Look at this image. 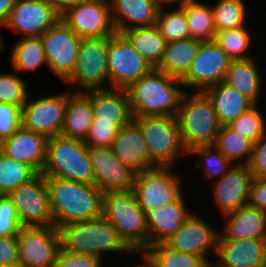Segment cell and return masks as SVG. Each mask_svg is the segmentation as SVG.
Returning a JSON list of instances; mask_svg holds the SVG:
<instances>
[{"mask_svg": "<svg viewBox=\"0 0 266 267\" xmlns=\"http://www.w3.org/2000/svg\"><path fill=\"white\" fill-rule=\"evenodd\" d=\"M181 81L157 68L125 90L132 118L154 116H176L186 90Z\"/></svg>", "mask_w": 266, "mask_h": 267, "instance_id": "obj_1", "label": "cell"}, {"mask_svg": "<svg viewBox=\"0 0 266 267\" xmlns=\"http://www.w3.org/2000/svg\"><path fill=\"white\" fill-rule=\"evenodd\" d=\"M55 227L103 215V195L94 184L45 177Z\"/></svg>", "mask_w": 266, "mask_h": 267, "instance_id": "obj_2", "label": "cell"}, {"mask_svg": "<svg viewBox=\"0 0 266 267\" xmlns=\"http://www.w3.org/2000/svg\"><path fill=\"white\" fill-rule=\"evenodd\" d=\"M57 229L60 248L73 253L91 254L102 259L104 252H132L103 215L94 219L61 224Z\"/></svg>", "mask_w": 266, "mask_h": 267, "instance_id": "obj_3", "label": "cell"}, {"mask_svg": "<svg viewBox=\"0 0 266 267\" xmlns=\"http://www.w3.org/2000/svg\"><path fill=\"white\" fill-rule=\"evenodd\" d=\"M189 94L184 93L176 114L182 144L187 151L201 145H214L222 127L208 96L201 91Z\"/></svg>", "mask_w": 266, "mask_h": 267, "instance_id": "obj_4", "label": "cell"}, {"mask_svg": "<svg viewBox=\"0 0 266 267\" xmlns=\"http://www.w3.org/2000/svg\"><path fill=\"white\" fill-rule=\"evenodd\" d=\"M103 216L133 252L144 251L148 247L145 212L138 206L132 191L105 192Z\"/></svg>", "mask_w": 266, "mask_h": 267, "instance_id": "obj_5", "label": "cell"}, {"mask_svg": "<svg viewBox=\"0 0 266 267\" xmlns=\"http://www.w3.org/2000/svg\"><path fill=\"white\" fill-rule=\"evenodd\" d=\"M44 177L94 184V175L84 140L56 135L47 142Z\"/></svg>", "mask_w": 266, "mask_h": 267, "instance_id": "obj_6", "label": "cell"}, {"mask_svg": "<svg viewBox=\"0 0 266 267\" xmlns=\"http://www.w3.org/2000/svg\"><path fill=\"white\" fill-rule=\"evenodd\" d=\"M146 142L150 161L157 167H174L180 155H186L176 116L137 117Z\"/></svg>", "mask_w": 266, "mask_h": 267, "instance_id": "obj_7", "label": "cell"}, {"mask_svg": "<svg viewBox=\"0 0 266 267\" xmlns=\"http://www.w3.org/2000/svg\"><path fill=\"white\" fill-rule=\"evenodd\" d=\"M109 38L82 39L73 74L66 81L78 85L79 91L76 92L110 88L105 84L109 83L107 65Z\"/></svg>", "mask_w": 266, "mask_h": 267, "instance_id": "obj_8", "label": "cell"}, {"mask_svg": "<svg viewBox=\"0 0 266 267\" xmlns=\"http://www.w3.org/2000/svg\"><path fill=\"white\" fill-rule=\"evenodd\" d=\"M171 170L172 167L156 166L136 173L132 192L145 213L175 201L183 193V180Z\"/></svg>", "mask_w": 266, "mask_h": 267, "instance_id": "obj_9", "label": "cell"}, {"mask_svg": "<svg viewBox=\"0 0 266 267\" xmlns=\"http://www.w3.org/2000/svg\"><path fill=\"white\" fill-rule=\"evenodd\" d=\"M107 65L109 86L117 89H126L153 69L128 39L116 32L108 39Z\"/></svg>", "mask_w": 266, "mask_h": 267, "instance_id": "obj_10", "label": "cell"}, {"mask_svg": "<svg viewBox=\"0 0 266 267\" xmlns=\"http://www.w3.org/2000/svg\"><path fill=\"white\" fill-rule=\"evenodd\" d=\"M47 66L65 83L73 74L82 38L60 18L41 36Z\"/></svg>", "mask_w": 266, "mask_h": 267, "instance_id": "obj_11", "label": "cell"}, {"mask_svg": "<svg viewBox=\"0 0 266 267\" xmlns=\"http://www.w3.org/2000/svg\"><path fill=\"white\" fill-rule=\"evenodd\" d=\"M231 62L214 40L201 42L187 74L180 81L185 88L203 92L225 80Z\"/></svg>", "mask_w": 266, "mask_h": 267, "instance_id": "obj_12", "label": "cell"}, {"mask_svg": "<svg viewBox=\"0 0 266 267\" xmlns=\"http://www.w3.org/2000/svg\"><path fill=\"white\" fill-rule=\"evenodd\" d=\"M22 226H55L45 177L40 173L8 194Z\"/></svg>", "mask_w": 266, "mask_h": 267, "instance_id": "obj_13", "label": "cell"}, {"mask_svg": "<svg viewBox=\"0 0 266 267\" xmlns=\"http://www.w3.org/2000/svg\"><path fill=\"white\" fill-rule=\"evenodd\" d=\"M17 237L21 267H53L60 249L55 226H22Z\"/></svg>", "mask_w": 266, "mask_h": 267, "instance_id": "obj_14", "label": "cell"}, {"mask_svg": "<svg viewBox=\"0 0 266 267\" xmlns=\"http://www.w3.org/2000/svg\"><path fill=\"white\" fill-rule=\"evenodd\" d=\"M60 18L80 38L111 37L114 27L110 4L100 0H85L68 8Z\"/></svg>", "mask_w": 266, "mask_h": 267, "instance_id": "obj_15", "label": "cell"}, {"mask_svg": "<svg viewBox=\"0 0 266 267\" xmlns=\"http://www.w3.org/2000/svg\"><path fill=\"white\" fill-rule=\"evenodd\" d=\"M67 104V92L32 100L22 106L21 126L47 138L60 135Z\"/></svg>", "mask_w": 266, "mask_h": 267, "instance_id": "obj_16", "label": "cell"}, {"mask_svg": "<svg viewBox=\"0 0 266 267\" xmlns=\"http://www.w3.org/2000/svg\"><path fill=\"white\" fill-rule=\"evenodd\" d=\"M87 154L94 175V185L102 192L132 191L136 172L124 165L111 148L89 147Z\"/></svg>", "mask_w": 266, "mask_h": 267, "instance_id": "obj_17", "label": "cell"}, {"mask_svg": "<svg viewBox=\"0 0 266 267\" xmlns=\"http://www.w3.org/2000/svg\"><path fill=\"white\" fill-rule=\"evenodd\" d=\"M59 19L60 14L50 3L16 0L3 27L20 33V37H40Z\"/></svg>", "mask_w": 266, "mask_h": 267, "instance_id": "obj_18", "label": "cell"}, {"mask_svg": "<svg viewBox=\"0 0 266 267\" xmlns=\"http://www.w3.org/2000/svg\"><path fill=\"white\" fill-rule=\"evenodd\" d=\"M214 230L203 218L192 213L165 243L172 249L201 256L207 262V253L216 254L217 251L220 232Z\"/></svg>", "mask_w": 266, "mask_h": 267, "instance_id": "obj_19", "label": "cell"}, {"mask_svg": "<svg viewBox=\"0 0 266 267\" xmlns=\"http://www.w3.org/2000/svg\"><path fill=\"white\" fill-rule=\"evenodd\" d=\"M253 176L247 165H233L215 181L213 197L221 215L236 211L247 204Z\"/></svg>", "mask_w": 266, "mask_h": 267, "instance_id": "obj_20", "label": "cell"}, {"mask_svg": "<svg viewBox=\"0 0 266 267\" xmlns=\"http://www.w3.org/2000/svg\"><path fill=\"white\" fill-rule=\"evenodd\" d=\"M46 136L19 127L10 137L0 142V152L21 163L30 165L38 174L46 161Z\"/></svg>", "mask_w": 266, "mask_h": 267, "instance_id": "obj_21", "label": "cell"}, {"mask_svg": "<svg viewBox=\"0 0 266 267\" xmlns=\"http://www.w3.org/2000/svg\"><path fill=\"white\" fill-rule=\"evenodd\" d=\"M182 193L175 201L145 213L148 246L165 243L193 213L186 208Z\"/></svg>", "mask_w": 266, "mask_h": 267, "instance_id": "obj_22", "label": "cell"}, {"mask_svg": "<svg viewBox=\"0 0 266 267\" xmlns=\"http://www.w3.org/2000/svg\"><path fill=\"white\" fill-rule=\"evenodd\" d=\"M216 256L221 267H265L266 239H218Z\"/></svg>", "mask_w": 266, "mask_h": 267, "instance_id": "obj_23", "label": "cell"}, {"mask_svg": "<svg viewBox=\"0 0 266 267\" xmlns=\"http://www.w3.org/2000/svg\"><path fill=\"white\" fill-rule=\"evenodd\" d=\"M111 149L124 165L136 173L156 167L150 161L143 133L133 120L118 130Z\"/></svg>", "mask_w": 266, "mask_h": 267, "instance_id": "obj_24", "label": "cell"}, {"mask_svg": "<svg viewBox=\"0 0 266 267\" xmlns=\"http://www.w3.org/2000/svg\"><path fill=\"white\" fill-rule=\"evenodd\" d=\"M159 9L156 0H113L110 11L114 30L122 33L131 28L155 24Z\"/></svg>", "mask_w": 266, "mask_h": 267, "instance_id": "obj_25", "label": "cell"}, {"mask_svg": "<svg viewBox=\"0 0 266 267\" xmlns=\"http://www.w3.org/2000/svg\"><path fill=\"white\" fill-rule=\"evenodd\" d=\"M93 122L129 124L133 118L125 89L91 90Z\"/></svg>", "mask_w": 266, "mask_h": 267, "instance_id": "obj_26", "label": "cell"}, {"mask_svg": "<svg viewBox=\"0 0 266 267\" xmlns=\"http://www.w3.org/2000/svg\"><path fill=\"white\" fill-rule=\"evenodd\" d=\"M227 221L218 239H266V212L248 204L223 215Z\"/></svg>", "mask_w": 266, "mask_h": 267, "instance_id": "obj_27", "label": "cell"}, {"mask_svg": "<svg viewBox=\"0 0 266 267\" xmlns=\"http://www.w3.org/2000/svg\"><path fill=\"white\" fill-rule=\"evenodd\" d=\"M91 90L87 92H67V104L61 136L85 140L93 122Z\"/></svg>", "mask_w": 266, "mask_h": 267, "instance_id": "obj_28", "label": "cell"}, {"mask_svg": "<svg viewBox=\"0 0 266 267\" xmlns=\"http://www.w3.org/2000/svg\"><path fill=\"white\" fill-rule=\"evenodd\" d=\"M203 92L211 100L222 126L230 124L254 105L236 88L230 86L225 81L210 86Z\"/></svg>", "mask_w": 266, "mask_h": 267, "instance_id": "obj_29", "label": "cell"}, {"mask_svg": "<svg viewBox=\"0 0 266 267\" xmlns=\"http://www.w3.org/2000/svg\"><path fill=\"white\" fill-rule=\"evenodd\" d=\"M200 43L201 41L193 38L167 42L164 56L157 69L181 80L197 55Z\"/></svg>", "mask_w": 266, "mask_h": 267, "instance_id": "obj_30", "label": "cell"}, {"mask_svg": "<svg viewBox=\"0 0 266 267\" xmlns=\"http://www.w3.org/2000/svg\"><path fill=\"white\" fill-rule=\"evenodd\" d=\"M253 58L232 60L224 81L236 88L253 104H258L262 78L257 69L259 67H257L256 60Z\"/></svg>", "mask_w": 266, "mask_h": 267, "instance_id": "obj_31", "label": "cell"}, {"mask_svg": "<svg viewBox=\"0 0 266 267\" xmlns=\"http://www.w3.org/2000/svg\"><path fill=\"white\" fill-rule=\"evenodd\" d=\"M122 34L153 68L159 66L167 41L160 33L156 23L131 28L123 31Z\"/></svg>", "mask_w": 266, "mask_h": 267, "instance_id": "obj_32", "label": "cell"}, {"mask_svg": "<svg viewBox=\"0 0 266 267\" xmlns=\"http://www.w3.org/2000/svg\"><path fill=\"white\" fill-rule=\"evenodd\" d=\"M10 63L15 73L35 71L46 64L41 37H21L11 49Z\"/></svg>", "mask_w": 266, "mask_h": 267, "instance_id": "obj_33", "label": "cell"}, {"mask_svg": "<svg viewBox=\"0 0 266 267\" xmlns=\"http://www.w3.org/2000/svg\"><path fill=\"white\" fill-rule=\"evenodd\" d=\"M180 7L185 11L191 38L201 42L214 40L216 30L211 6L187 0Z\"/></svg>", "mask_w": 266, "mask_h": 267, "instance_id": "obj_34", "label": "cell"}, {"mask_svg": "<svg viewBox=\"0 0 266 267\" xmlns=\"http://www.w3.org/2000/svg\"><path fill=\"white\" fill-rule=\"evenodd\" d=\"M214 145L232 163L246 165L250 160L254 143L228 125H224L219 130Z\"/></svg>", "mask_w": 266, "mask_h": 267, "instance_id": "obj_35", "label": "cell"}, {"mask_svg": "<svg viewBox=\"0 0 266 267\" xmlns=\"http://www.w3.org/2000/svg\"><path fill=\"white\" fill-rule=\"evenodd\" d=\"M144 251L153 267H204L206 264L201 256L172 249L166 243L150 245Z\"/></svg>", "mask_w": 266, "mask_h": 267, "instance_id": "obj_36", "label": "cell"}, {"mask_svg": "<svg viewBox=\"0 0 266 267\" xmlns=\"http://www.w3.org/2000/svg\"><path fill=\"white\" fill-rule=\"evenodd\" d=\"M37 175L38 173L30 165L9 158L0 152V195H8Z\"/></svg>", "mask_w": 266, "mask_h": 267, "instance_id": "obj_37", "label": "cell"}, {"mask_svg": "<svg viewBox=\"0 0 266 267\" xmlns=\"http://www.w3.org/2000/svg\"><path fill=\"white\" fill-rule=\"evenodd\" d=\"M211 6L216 32L243 27L246 24L247 9L243 0H218Z\"/></svg>", "mask_w": 266, "mask_h": 267, "instance_id": "obj_38", "label": "cell"}, {"mask_svg": "<svg viewBox=\"0 0 266 267\" xmlns=\"http://www.w3.org/2000/svg\"><path fill=\"white\" fill-rule=\"evenodd\" d=\"M251 40V35L245 26L218 31L214 38V41L231 60L252 58V56L247 53L250 48Z\"/></svg>", "mask_w": 266, "mask_h": 267, "instance_id": "obj_39", "label": "cell"}, {"mask_svg": "<svg viewBox=\"0 0 266 267\" xmlns=\"http://www.w3.org/2000/svg\"><path fill=\"white\" fill-rule=\"evenodd\" d=\"M166 11L160 7L156 25L167 42L178 41L190 37L185 11L180 7Z\"/></svg>", "mask_w": 266, "mask_h": 267, "instance_id": "obj_40", "label": "cell"}, {"mask_svg": "<svg viewBox=\"0 0 266 267\" xmlns=\"http://www.w3.org/2000/svg\"><path fill=\"white\" fill-rule=\"evenodd\" d=\"M196 155L202 157L204 160L202 163L198 162L194 168L199 169L204 166V178L207 179L215 178L216 180L221 178L225 173H227L233 166L232 162L227 159L216 147L215 145H201L190 149L187 155ZM204 158V159H203ZM220 176V177H218Z\"/></svg>", "mask_w": 266, "mask_h": 267, "instance_id": "obj_41", "label": "cell"}, {"mask_svg": "<svg viewBox=\"0 0 266 267\" xmlns=\"http://www.w3.org/2000/svg\"><path fill=\"white\" fill-rule=\"evenodd\" d=\"M257 107H259L258 104H254L237 119L228 124L231 129L253 143L266 133V120Z\"/></svg>", "mask_w": 266, "mask_h": 267, "instance_id": "obj_42", "label": "cell"}, {"mask_svg": "<svg viewBox=\"0 0 266 267\" xmlns=\"http://www.w3.org/2000/svg\"><path fill=\"white\" fill-rule=\"evenodd\" d=\"M27 84L13 73L0 74V102L22 108L29 97Z\"/></svg>", "mask_w": 266, "mask_h": 267, "instance_id": "obj_43", "label": "cell"}, {"mask_svg": "<svg viewBox=\"0 0 266 267\" xmlns=\"http://www.w3.org/2000/svg\"><path fill=\"white\" fill-rule=\"evenodd\" d=\"M127 124H104L92 122L84 143L89 147L111 148L118 130Z\"/></svg>", "mask_w": 266, "mask_h": 267, "instance_id": "obj_44", "label": "cell"}, {"mask_svg": "<svg viewBox=\"0 0 266 267\" xmlns=\"http://www.w3.org/2000/svg\"><path fill=\"white\" fill-rule=\"evenodd\" d=\"M21 227L15 205L8 195H0V236H17Z\"/></svg>", "mask_w": 266, "mask_h": 267, "instance_id": "obj_45", "label": "cell"}, {"mask_svg": "<svg viewBox=\"0 0 266 267\" xmlns=\"http://www.w3.org/2000/svg\"><path fill=\"white\" fill-rule=\"evenodd\" d=\"M22 108L0 102V142L21 127Z\"/></svg>", "mask_w": 266, "mask_h": 267, "instance_id": "obj_46", "label": "cell"}, {"mask_svg": "<svg viewBox=\"0 0 266 267\" xmlns=\"http://www.w3.org/2000/svg\"><path fill=\"white\" fill-rule=\"evenodd\" d=\"M101 260L91 254L73 253L60 248L53 267H102Z\"/></svg>", "mask_w": 266, "mask_h": 267, "instance_id": "obj_47", "label": "cell"}, {"mask_svg": "<svg viewBox=\"0 0 266 267\" xmlns=\"http://www.w3.org/2000/svg\"><path fill=\"white\" fill-rule=\"evenodd\" d=\"M246 165L253 178H266V133L254 143Z\"/></svg>", "mask_w": 266, "mask_h": 267, "instance_id": "obj_48", "label": "cell"}, {"mask_svg": "<svg viewBox=\"0 0 266 267\" xmlns=\"http://www.w3.org/2000/svg\"><path fill=\"white\" fill-rule=\"evenodd\" d=\"M19 261L18 237L0 236V266L14 265Z\"/></svg>", "mask_w": 266, "mask_h": 267, "instance_id": "obj_49", "label": "cell"}, {"mask_svg": "<svg viewBox=\"0 0 266 267\" xmlns=\"http://www.w3.org/2000/svg\"><path fill=\"white\" fill-rule=\"evenodd\" d=\"M248 205L266 212V178H253Z\"/></svg>", "mask_w": 266, "mask_h": 267, "instance_id": "obj_50", "label": "cell"}, {"mask_svg": "<svg viewBox=\"0 0 266 267\" xmlns=\"http://www.w3.org/2000/svg\"><path fill=\"white\" fill-rule=\"evenodd\" d=\"M85 0H49L53 8L62 15L68 8L77 5Z\"/></svg>", "mask_w": 266, "mask_h": 267, "instance_id": "obj_51", "label": "cell"}, {"mask_svg": "<svg viewBox=\"0 0 266 267\" xmlns=\"http://www.w3.org/2000/svg\"><path fill=\"white\" fill-rule=\"evenodd\" d=\"M16 0H0V25H4L9 18Z\"/></svg>", "mask_w": 266, "mask_h": 267, "instance_id": "obj_52", "label": "cell"}, {"mask_svg": "<svg viewBox=\"0 0 266 267\" xmlns=\"http://www.w3.org/2000/svg\"><path fill=\"white\" fill-rule=\"evenodd\" d=\"M137 252L138 253L141 252L140 255H142L141 257H143L142 259H144L145 261H144L143 264H139V265H137L135 267H153L152 261H151L150 257L147 255V253L145 251H137Z\"/></svg>", "mask_w": 266, "mask_h": 267, "instance_id": "obj_53", "label": "cell"}, {"mask_svg": "<svg viewBox=\"0 0 266 267\" xmlns=\"http://www.w3.org/2000/svg\"><path fill=\"white\" fill-rule=\"evenodd\" d=\"M187 0H156L157 4L160 7H165V5H169V4H176V2L178 3V6H182Z\"/></svg>", "mask_w": 266, "mask_h": 267, "instance_id": "obj_54", "label": "cell"}, {"mask_svg": "<svg viewBox=\"0 0 266 267\" xmlns=\"http://www.w3.org/2000/svg\"><path fill=\"white\" fill-rule=\"evenodd\" d=\"M204 267H221V266L218 263H215V264H214V262L211 263L209 260L206 262Z\"/></svg>", "mask_w": 266, "mask_h": 267, "instance_id": "obj_55", "label": "cell"}, {"mask_svg": "<svg viewBox=\"0 0 266 267\" xmlns=\"http://www.w3.org/2000/svg\"><path fill=\"white\" fill-rule=\"evenodd\" d=\"M0 27L2 28L3 27V25H0ZM4 40L2 39V36L0 35V52H1V50L4 48L3 46H4Z\"/></svg>", "mask_w": 266, "mask_h": 267, "instance_id": "obj_56", "label": "cell"}, {"mask_svg": "<svg viewBox=\"0 0 266 267\" xmlns=\"http://www.w3.org/2000/svg\"><path fill=\"white\" fill-rule=\"evenodd\" d=\"M0 267H21L19 264H14V265H2Z\"/></svg>", "mask_w": 266, "mask_h": 267, "instance_id": "obj_57", "label": "cell"}, {"mask_svg": "<svg viewBox=\"0 0 266 267\" xmlns=\"http://www.w3.org/2000/svg\"><path fill=\"white\" fill-rule=\"evenodd\" d=\"M100 1H103V2H106V3H111L113 0H100Z\"/></svg>", "mask_w": 266, "mask_h": 267, "instance_id": "obj_58", "label": "cell"}, {"mask_svg": "<svg viewBox=\"0 0 266 267\" xmlns=\"http://www.w3.org/2000/svg\"><path fill=\"white\" fill-rule=\"evenodd\" d=\"M33 1H39V2H47V3H49V0H33Z\"/></svg>", "mask_w": 266, "mask_h": 267, "instance_id": "obj_59", "label": "cell"}]
</instances>
